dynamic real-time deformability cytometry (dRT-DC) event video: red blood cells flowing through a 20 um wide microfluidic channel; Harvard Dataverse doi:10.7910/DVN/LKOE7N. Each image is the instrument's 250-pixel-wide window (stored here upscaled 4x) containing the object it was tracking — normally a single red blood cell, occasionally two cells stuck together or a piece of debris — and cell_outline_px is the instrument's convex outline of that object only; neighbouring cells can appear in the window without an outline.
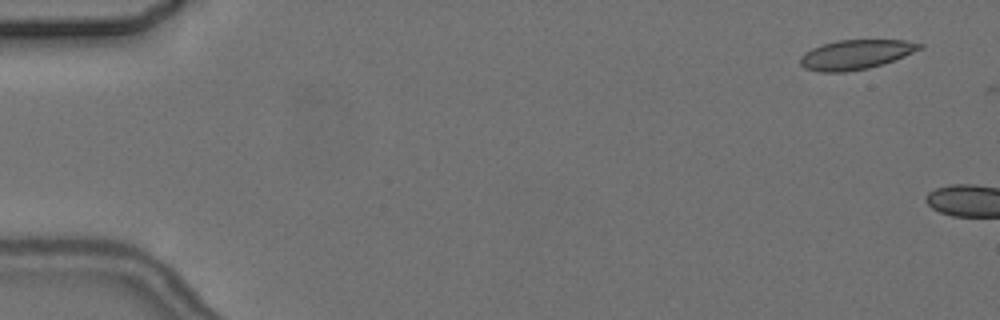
{"species": "common noctule bat (a hibernating species)", "species_latin": "Nyctalus noctula", "temperature_condition": "cold", "stored_images_in_passage": 2, "camera_frame_rate_fps": 3000, "um_per_image_px": 0.085, "animal": {"sex": "female", "body_mass_g": 24.6, "forearm_length_mm": 56.2}, "frame": {"image": 1, "passage_image": 1, "time_ms": 0.0, "image_size_px": [1000, 320], "cell_outline_px": [[924, 48], [904, 56], [868, 68], [844, 72], [820, 72], [804, 68], [800, 64], [800, 56], [812, 48], [836, 40], [904, 40], [924, 44]], "centroid_in_image_um": [72.73, 4.63], "position_along_channel_um": 12.3, "area_um2": 20.4}}